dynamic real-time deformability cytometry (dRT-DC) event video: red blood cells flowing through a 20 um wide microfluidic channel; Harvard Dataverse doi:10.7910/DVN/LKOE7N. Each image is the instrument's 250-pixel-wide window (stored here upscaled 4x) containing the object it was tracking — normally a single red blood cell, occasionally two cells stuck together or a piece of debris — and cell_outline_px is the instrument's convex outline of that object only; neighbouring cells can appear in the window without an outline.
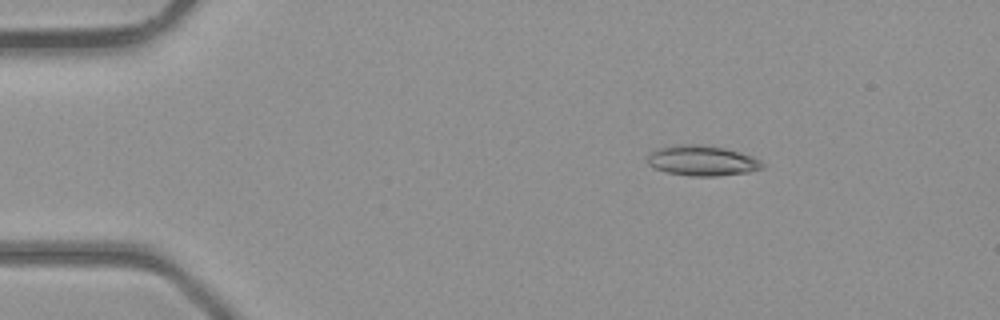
{"species": "common noctule bat (a hibernating species)", "species_latin": "Nyctalus noctula", "temperature_condition": "room temperature", "stored_images_in_passage": 4, "camera_frame_rate_fps": 3000, "um_per_image_px": 0.085, "animal": {"sex": "male", "body_mass_g": 23.1, "forearm_length_mm": 52.7}, "frame": {"image": 1, "passage_image": 2, "time_ms": 1.0, "image_size_px": [1000, 320], "cell_outline_px": [[764, 168], [748, 172], [716, 176], [688, 176], [668, 172], [656, 168], [648, 164], [648, 156], [652, 152], [660, 148], [676, 144], [696, 144], [724, 148], [740, 152], [752, 156], [760, 160], [764, 164]], "centroid_in_image_um": [59.71, 13.66], "position_along_channel_um": 25.3, "area_um2": 20.11}}
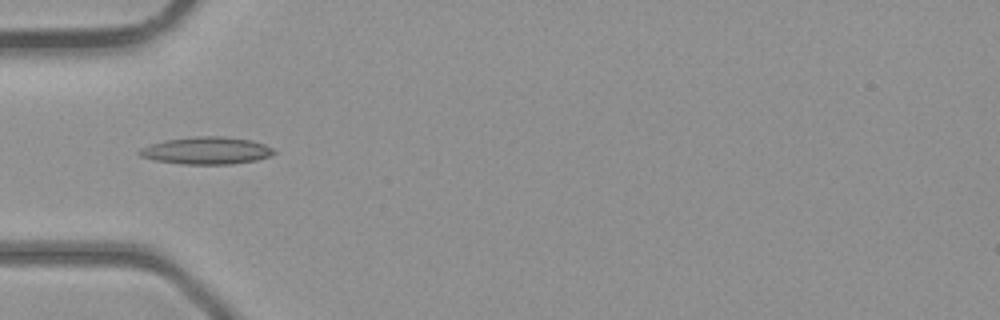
{"frame": {"image": 2, "passage_image": 4, "time_ms": 3.333, "image_size_px": [1000, 320], "cell_outline_px": [[276, 152], [268, 156], [256, 160], [232, 164], [180, 164], [156, 160], [140, 156], [136, 152], [140, 148], [148, 144], [164, 140], [196, 136], [220, 136], [252, 140], [264, 144], [272, 148]], "centroid_in_image_um": [17.51, 12.79], "position_along_channel_um": 67.5, "area_um2": 21.44}}